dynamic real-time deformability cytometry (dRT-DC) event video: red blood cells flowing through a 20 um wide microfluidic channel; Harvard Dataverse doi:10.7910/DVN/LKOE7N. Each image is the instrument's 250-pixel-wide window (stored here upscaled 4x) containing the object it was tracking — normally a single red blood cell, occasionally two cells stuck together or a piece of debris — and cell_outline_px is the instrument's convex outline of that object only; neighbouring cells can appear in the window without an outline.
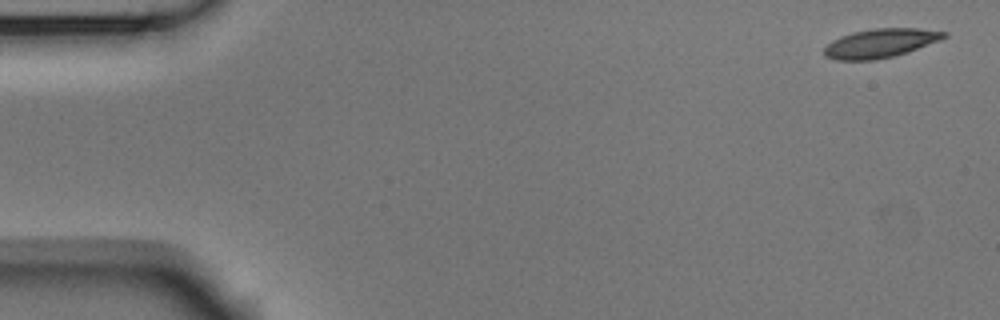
{"species": "Egyptian fruit bat (a non-hibernating species)", "species_latin": "Rousettus aegyptiacus", "temperature_condition": "room temperature", "stored_images_in_passage": 5, "camera_frame_rate_fps": 3000, "um_per_image_px": 0.085, "animal": {"sex": "male"}, "frame": {"image": 1, "passage_image": 1, "time_ms": 0.0, "image_size_px": [1000, 320], "cell_outline_px": [[948, 36], [940, 40], [908, 52], [876, 60], [836, 60], [824, 56], [824, 48], [832, 40], [840, 36], [852, 32], [872, 28], [916, 28], [948, 32]], "centroid_in_image_um": [74.82, 3.67], "position_along_channel_um": 10.2, "area_um2": 20.29}}
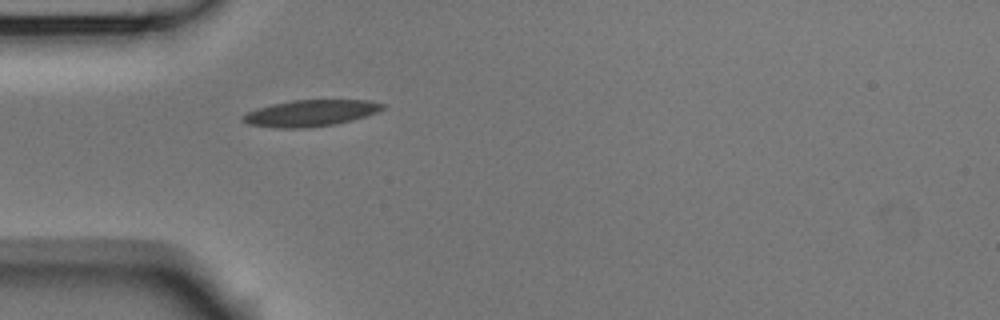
{"frame": {"image": 2, "passage_image": 5, "time_ms": 1.333, "image_size_px": [1000, 320], "cell_outline_px": [[384, 108], [376, 112], [352, 120], [336, 124], [308, 128], [276, 128], [248, 124], [240, 120], [240, 116], [256, 108], [272, 104], [292, 100], [368, 100], [384, 104]], "centroid_in_image_um": [26.34, 9.62], "position_along_channel_um": 58.7, "area_um2": 21.56}}